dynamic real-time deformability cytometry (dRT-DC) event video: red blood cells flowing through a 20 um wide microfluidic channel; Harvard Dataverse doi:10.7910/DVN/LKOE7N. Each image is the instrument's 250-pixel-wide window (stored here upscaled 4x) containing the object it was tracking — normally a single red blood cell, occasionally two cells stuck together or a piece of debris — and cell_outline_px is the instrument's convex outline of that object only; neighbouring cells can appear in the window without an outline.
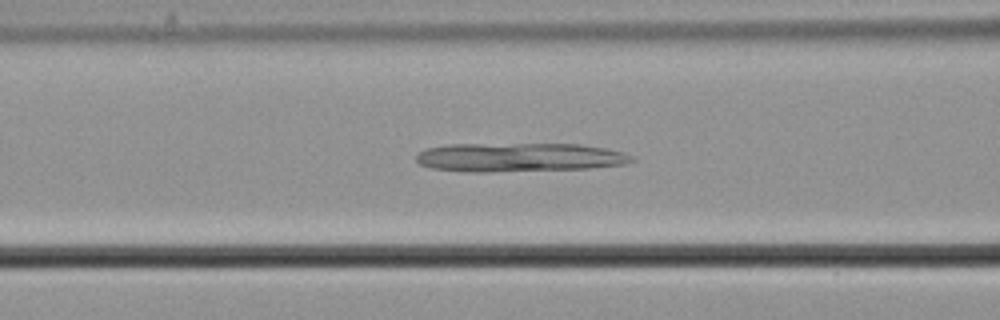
{"species": "common noctule bat (a hibernating species)", "species_latin": "Nyctalus noctula", "temperature_condition": "cold", "stored_images_in_passage": 52, "camera_frame_rate_fps": 3000, "um_per_image_px": 0.085, "animal": {"sex": "male", "body_mass_g": 21.5, "forearm_length_mm": 52.0}, "frame": {"image": 1, "passage_image": 19, "time_ms": 6.0, "image_size_px": [1000, 320], "cell_outline_px": [[636, 160], [624, 164], [592, 168], [488, 172], [472, 172], [432, 168], [420, 164], [416, 160], [416, 156], [424, 148], [448, 144], [580, 144], [604, 148], [624, 152], [636, 156]], "centroid_in_image_um": [44.17, 13.37], "position_along_channel_um": 122.4, "area_um2": 36.47}}
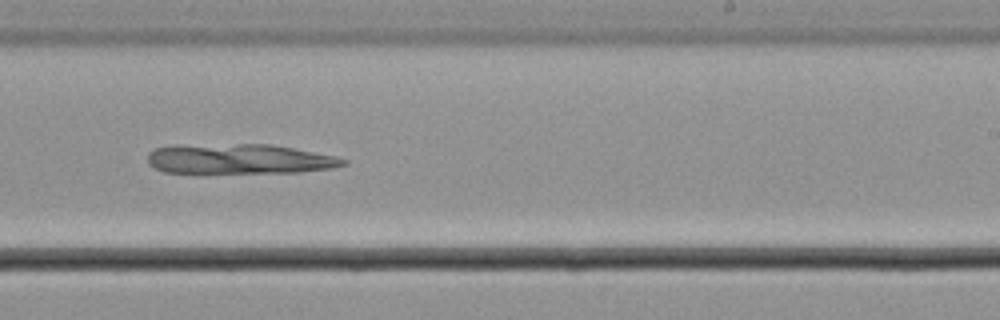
{"frame": {"image": 2, "passage_image": 31, "time_ms": 10.0, "image_size_px": [1000, 320], "cell_outline_px": [[348, 164], [332, 168], [300, 172], [164, 172], [152, 168], [148, 164], [148, 152], [156, 148], [236, 144], [272, 144], [336, 156], [348, 160]], "centroid_in_image_um": [20.43, 13.52], "position_along_channel_um": 268.6, "area_um2": 33.47}}
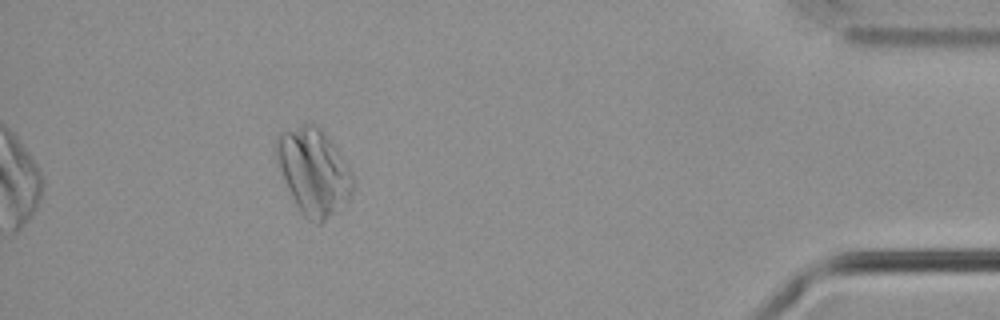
{"frame": {"image": 3, "passage_image": 47, "time_ms": 15.333, "image_size_px": [1000, 320], "cell_outline_px": [[352, 196], [348, 200], [320, 224], [316, 224], [308, 220], [304, 216], [296, 204], [288, 188], [276, 160], [276, 140], [280, 132], [312, 120], [324, 132], [344, 160], [352, 172]], "centroid_in_image_um": [26.64, 14.55], "position_along_channel_um": 408.6, "area_um2": 38.09}}